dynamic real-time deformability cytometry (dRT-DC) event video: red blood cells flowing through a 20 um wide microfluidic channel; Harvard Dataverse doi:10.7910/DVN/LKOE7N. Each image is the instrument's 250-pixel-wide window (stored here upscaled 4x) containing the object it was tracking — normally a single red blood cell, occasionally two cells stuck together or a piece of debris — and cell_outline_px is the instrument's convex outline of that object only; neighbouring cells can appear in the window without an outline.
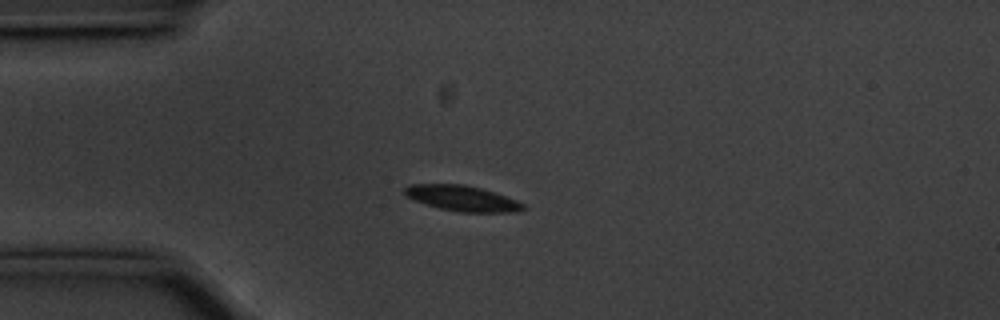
{"species": "common noctule bat (a hibernating species)", "species_latin": "Nyctalus noctula", "temperature_condition": "cold", "stored_images_in_passage": 44, "camera_frame_rate_fps": 3000, "um_per_image_px": 0.085, "animal": {"sex": "male", "body_mass_g": 20.1, "forearm_length_mm": 53.5}, "frame": {"image": 1, "passage_image": 15, "time_ms": 4.667, "image_size_px": [1000, 320], "cell_outline_px": [[528, 208], [520, 212], [460, 212], [440, 208], [404, 196], [404, 188], [408, 184], [464, 184], [480, 188], [516, 200], [524, 204]], "centroid_in_image_um": [39.3, 16.86], "position_along_channel_um": 45.7, "area_um2": 17.51}}
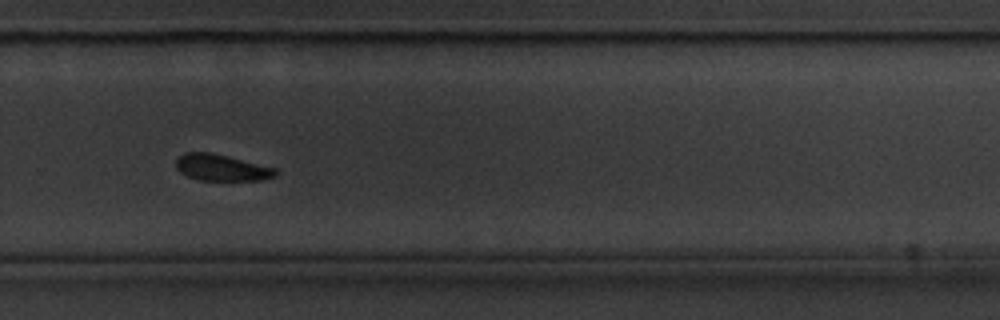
{"frame": {"image": 2, "passage_image": 39, "time_ms": 12.667, "image_size_px": [1000, 320], "cell_outline_px": [[280, 172], [276, 176], [264, 180], [200, 180], [188, 176], [180, 172], [176, 168], [176, 160], [184, 152], [212, 152], [276, 168]], "centroid_in_image_um": [18.87, 14.25], "position_along_channel_um": 310.9, "area_um2": 15.43}}
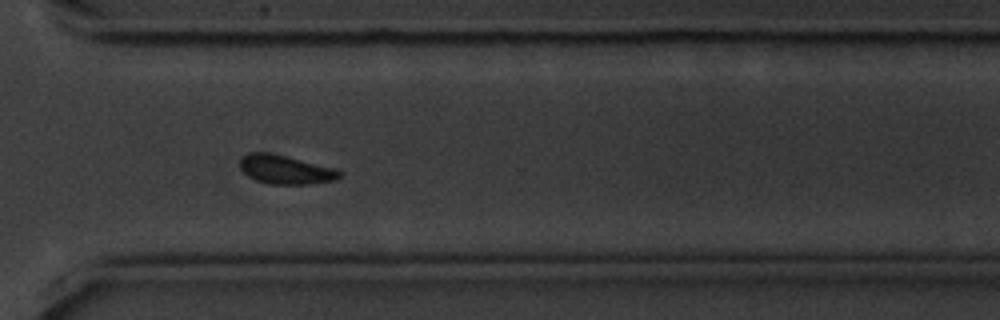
{"frame": {"image": 3, "passage_image": 42, "time_ms": 13.667, "image_size_px": [1000, 320], "cell_outline_px": [[344, 172], [336, 180], [308, 184], [272, 184], [256, 180], [248, 176], [240, 168], [240, 160], [244, 156], [252, 152], [268, 152], [332, 168]], "centroid_in_image_um": [24.25, 14.43], "position_along_channel_um": 346.3, "area_um2": 16.36}, "authors_computed_cell_mechanics": {"area_um2": 17.2533, "velocity_mm_per_s": 3.5135, "shape_relaxation_time_tau1_ms": 1.4865, "shape_relaxation_time_tau2_ms": null, "deformation_change_tau1": 0.079, "deformation_change_tau2": null}}